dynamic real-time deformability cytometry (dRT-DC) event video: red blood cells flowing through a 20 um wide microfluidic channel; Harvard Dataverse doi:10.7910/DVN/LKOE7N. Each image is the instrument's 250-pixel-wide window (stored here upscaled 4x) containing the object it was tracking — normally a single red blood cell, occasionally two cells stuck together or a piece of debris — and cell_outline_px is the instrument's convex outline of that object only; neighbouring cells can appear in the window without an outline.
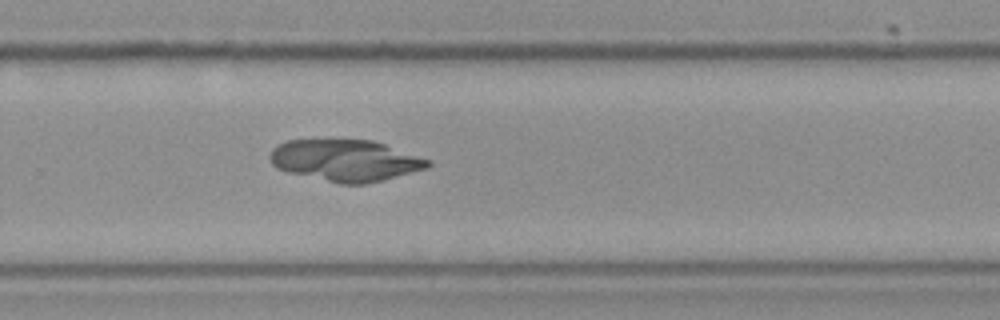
{"species": "Egyptian fruit bat (a non-hibernating species)", "species_latin": "Rousettus aegyptiacus", "temperature_condition": "cold", "stored_images_in_passage": 53, "camera_frame_rate_fps": 3000, "um_per_image_px": 0.085, "frame": {"image": 1, "passage_image": 35, "time_ms": 11.333, "image_size_px": [1000, 320], "cell_outline_px": [[432, 164], [428, 168], [384, 180], [364, 184], [340, 184], [288, 172], [276, 168], [272, 164], [268, 156], [272, 148], [288, 140], [372, 140], [432, 160]], "centroid_in_image_um": [29.37, 13.65], "position_along_channel_um": 300.4, "area_um2": 38.32}}
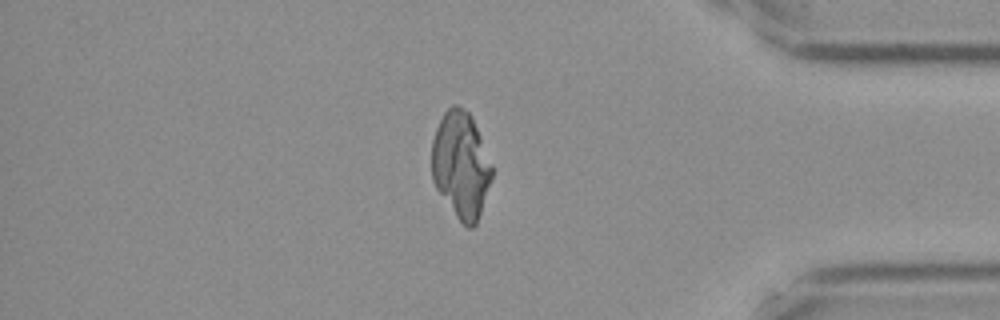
{"frame": {"image": 2, "passage_image": 45, "time_ms": 14.667, "image_size_px": [1000, 320], "cell_outline_px": [[492, 176], [476, 224], [472, 228], [468, 228], [456, 216], [436, 188], [432, 180], [432, 140], [436, 128], [444, 112], [452, 104], [460, 104], [472, 116], [492, 164]], "centroid_in_image_um": [39.17, 13.97], "position_along_channel_um": 396.0, "area_um2": 37.17}}